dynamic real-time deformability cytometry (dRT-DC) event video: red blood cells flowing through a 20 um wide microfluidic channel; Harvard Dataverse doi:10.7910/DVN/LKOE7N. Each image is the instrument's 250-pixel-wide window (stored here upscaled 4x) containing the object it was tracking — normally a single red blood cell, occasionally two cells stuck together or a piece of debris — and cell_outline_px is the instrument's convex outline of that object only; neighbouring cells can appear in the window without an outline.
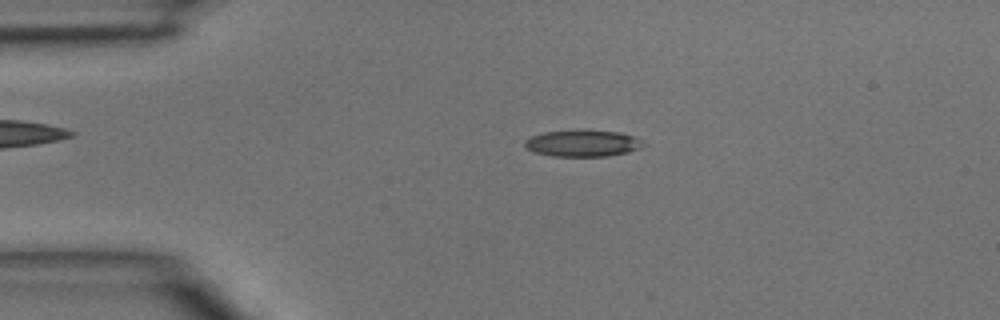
{"species": "common noctule bat (a hibernating species)", "species_latin": "Nyctalus noctula", "temperature_condition": "room temperature", "stored_images_in_passage": 17, "camera_frame_rate_fps": 3000, "um_per_image_px": 0.085, "animal": {"sex": "male", "body_mass_g": 15.6}, "frame": {"image": 1, "passage_image": 5, "time_ms": 1.333, "image_size_px": [1000, 320], "cell_outline_px": [[644, 144], [640, 148], [628, 152], [608, 156], [552, 156], [536, 152], [524, 148], [524, 140], [532, 136], [544, 132], [616, 132], [632, 136], [640, 140]], "centroid_in_image_um": [49.48, 12.22], "position_along_channel_um": 35.5, "area_um2": 17.57}}
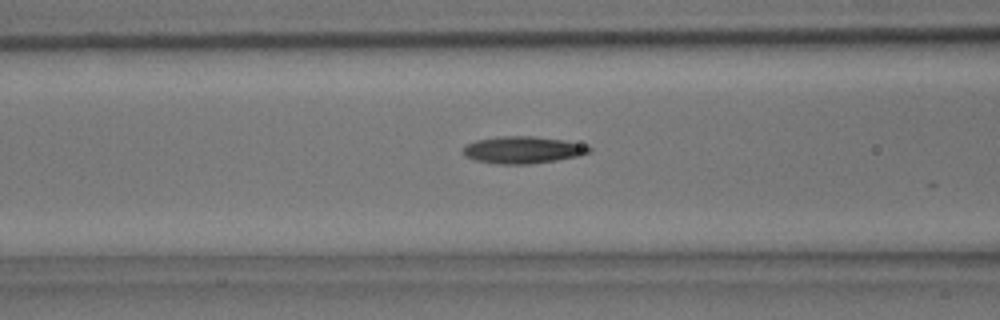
{"frame": {"image": 2, "passage_image": 13, "time_ms": 4.0, "image_size_px": [1000, 320], "cell_outline_px": [[592, 148], [588, 152], [576, 156], [556, 160], [532, 164], [496, 164], [476, 160], [464, 156], [464, 144], [476, 140], [504, 136], [532, 136], [560, 140], [580, 144]], "centroid_in_image_um": [44.36, 12.75], "position_along_channel_um": 122.2, "area_um2": 19.54}}
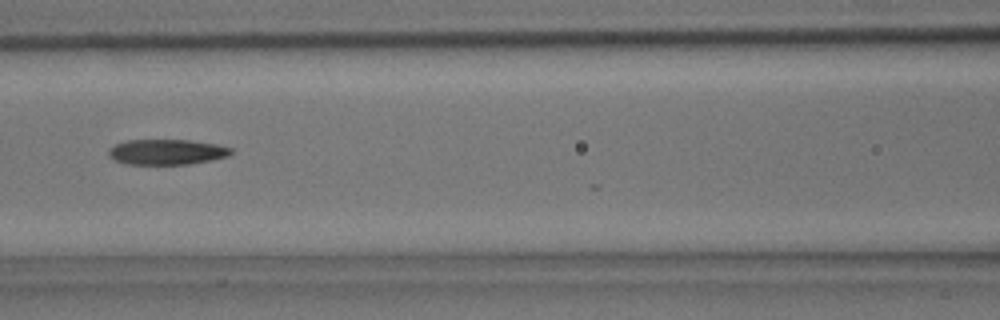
{"frame": {"image": 3, "passage_image": 15, "time_ms": 4.667, "image_size_px": [1000, 320], "cell_outline_px": [[232, 152], [228, 156], [212, 160], [188, 164], [128, 164], [116, 160], [108, 156], [108, 152], [116, 144], [128, 140], [188, 140], [216, 144], [232, 148]], "centroid_in_image_um": [14.2, 12.92], "position_along_channel_um": 152.4, "area_um2": 17.92}}